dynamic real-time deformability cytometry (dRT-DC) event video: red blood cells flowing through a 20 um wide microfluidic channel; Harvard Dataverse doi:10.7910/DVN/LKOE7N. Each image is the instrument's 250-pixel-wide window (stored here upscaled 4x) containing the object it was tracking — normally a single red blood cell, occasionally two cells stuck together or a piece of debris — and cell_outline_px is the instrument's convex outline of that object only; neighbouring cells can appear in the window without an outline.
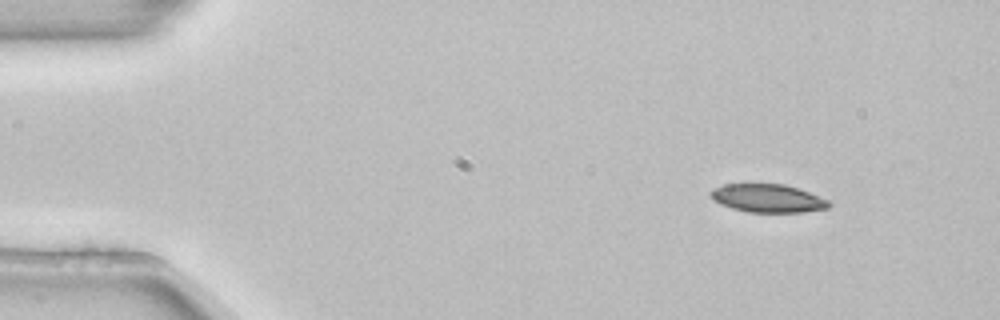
{"species": "common noctule bat (a hibernating species)", "species_latin": "Nyctalus noctula", "temperature_condition": "room temperature", "stored_images_in_passage": 6, "camera_frame_rate_fps": 3000, "um_per_image_px": 0.085, "animal": {"sex": "female", "body_mass_g": 22.7, "forearm_length_mm": 54.2}, "frame": {"image": 1, "passage_image": 1, "time_ms": 0.0, "image_size_px": [1000, 320], "cell_outline_px": [[832, 204], [828, 208], [804, 212], [748, 212], [732, 208], [720, 204], [708, 192], [712, 188], [724, 184], [784, 184], [808, 192], [828, 200]], "centroid_in_image_um": [65.25, 16.85], "position_along_channel_um": 19.7, "area_um2": 19.31}}
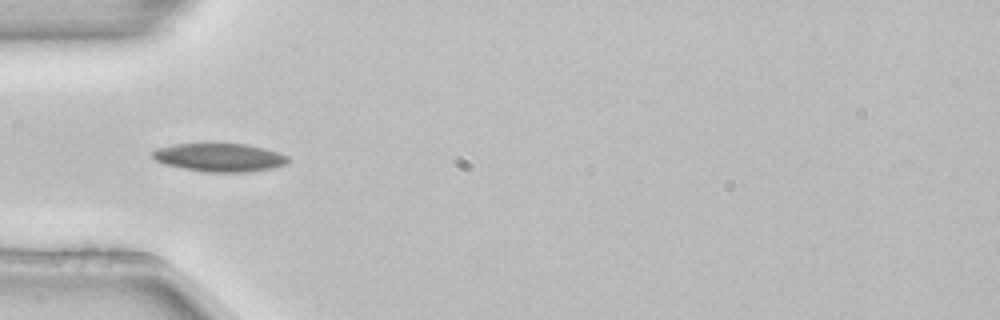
{"frame": {"image": 2, "passage_image": 4, "time_ms": 1.0, "image_size_px": [1000, 320], "cell_outline_px": [[292, 160], [288, 164], [272, 168], [244, 172], [208, 172], [184, 168], [168, 164], [156, 160], [152, 156], [152, 152], [156, 148], [176, 144], [244, 144], [264, 148], [288, 156]], "centroid_in_image_um": [18.71, 13.38], "position_along_channel_um": 66.3, "area_um2": 22.08}}